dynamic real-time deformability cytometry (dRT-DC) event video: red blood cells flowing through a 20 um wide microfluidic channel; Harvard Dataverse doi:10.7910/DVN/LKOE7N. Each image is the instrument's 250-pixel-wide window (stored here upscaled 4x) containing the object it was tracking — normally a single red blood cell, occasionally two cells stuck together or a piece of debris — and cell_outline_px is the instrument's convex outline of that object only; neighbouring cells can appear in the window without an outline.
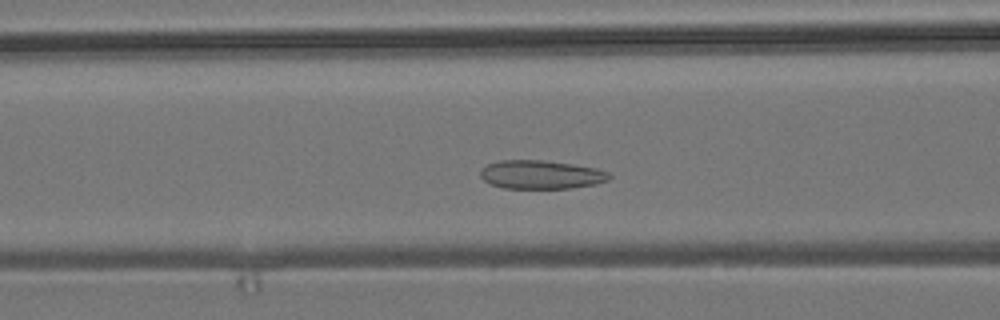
{"species": "common noctule bat (a hibernating species)", "species_latin": "Nyctalus noctula", "temperature_condition": "room temperature", "stored_images_in_passage": 45, "camera_frame_rate_fps": 3000, "um_per_image_px": 0.085, "animal": {"sex": "male", "body_mass_g": 19.2, "forearm_length_mm": 51.8}, "frame": {"image": 1, "passage_image": 12, "time_ms": 3.667, "image_size_px": [1000, 320], "cell_outline_px": [[612, 176], [608, 180], [596, 184], [572, 188], [504, 188], [492, 184], [484, 180], [480, 176], [480, 172], [488, 164], [500, 160], [544, 160], [572, 164], [596, 168], [608, 172]], "centroid_in_image_um": [46.02, 14.84], "position_along_channel_um": 120.6, "area_um2": 21.39}}
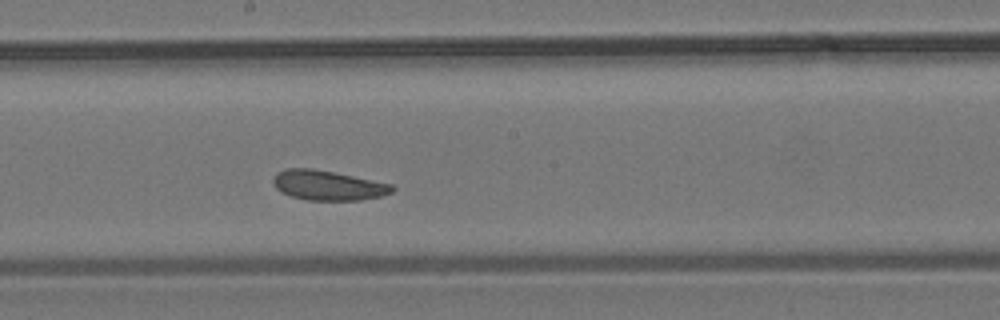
{"frame": {"image": 2, "passage_image": 20, "time_ms": 6.333, "image_size_px": [1000, 320], "cell_outline_px": [[396, 188], [392, 192], [380, 196], [360, 200], [308, 200], [292, 196], [280, 192], [272, 184], [272, 180], [276, 172], [288, 168], [312, 168], [392, 184]], "centroid_in_image_um": [27.83, 15.75], "position_along_channel_um": 220.4, "area_um2": 20.58}}
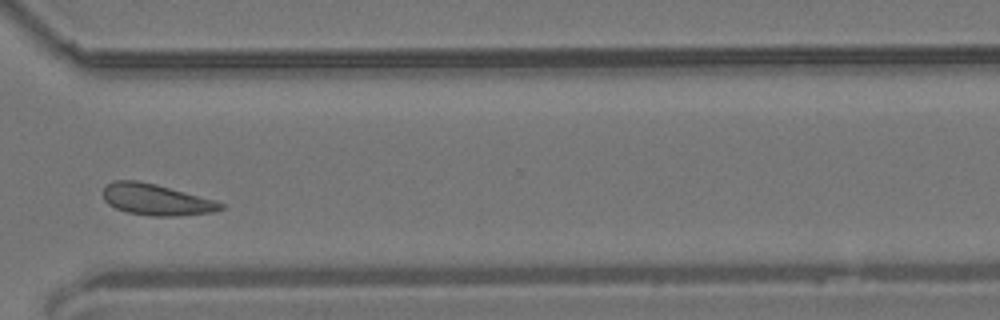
{"frame": {"image": 3, "passage_image": 31, "time_ms": 10.0, "image_size_px": [1000, 320], "cell_outline_px": [[224, 208], [216, 212], [172, 216], [148, 216], [128, 212], [116, 208], [108, 204], [104, 200], [104, 188], [112, 180], [136, 180], [156, 184], [216, 200], [224, 204]], "centroid_in_image_um": [13.3, 16.97], "position_along_channel_um": 357.3, "area_um2": 21.44}, "authors_computed_cell_mechanics": {"area_um2": 21.386, "velocity_mm_per_s": 3.736, "shape_relaxation_time_tau1_ms": 4.3609, "shape_relaxation_time_tau2_ms": 3.169, "deformation_change_tau1": 0.0508, "deformation_change_tau2": 0.0879}}